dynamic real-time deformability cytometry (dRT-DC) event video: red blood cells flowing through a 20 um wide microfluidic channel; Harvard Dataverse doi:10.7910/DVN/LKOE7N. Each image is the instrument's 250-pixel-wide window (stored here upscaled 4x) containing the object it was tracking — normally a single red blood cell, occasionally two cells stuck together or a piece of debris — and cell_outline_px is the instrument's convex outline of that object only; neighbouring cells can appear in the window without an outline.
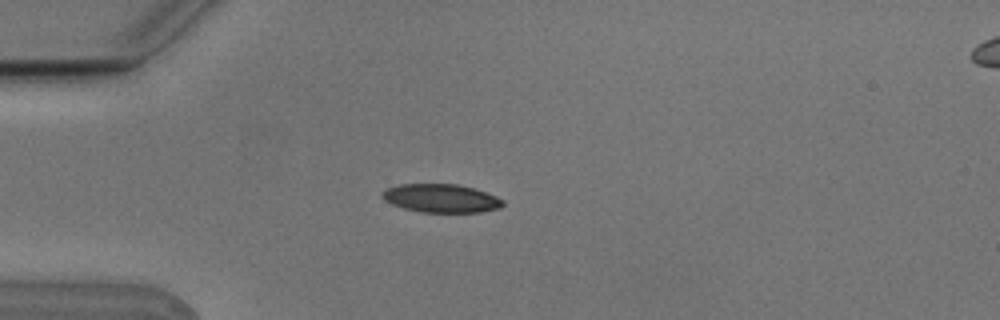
{"species": "Egyptian fruit bat (a non-hibernating species)", "species_latin": "Rousettus aegyptiacus", "temperature_condition": "cold", "stored_images_in_passage": 5, "camera_frame_rate_fps": 3000, "um_per_image_px": 0.085, "animal": {"sex": "male"}, "frame": {"image": 1, "passage_image": 5, "time_ms": 1.333, "image_size_px": [1000, 320], "cell_outline_px": [[504, 204], [500, 208], [480, 212], [420, 212], [404, 208], [392, 204], [384, 200], [380, 196], [380, 192], [388, 188], [400, 184], [456, 184], [472, 188], [496, 196], [504, 200]], "centroid_in_image_um": [37.47, 16.85], "position_along_channel_um": 47.5, "area_um2": 19.94}}